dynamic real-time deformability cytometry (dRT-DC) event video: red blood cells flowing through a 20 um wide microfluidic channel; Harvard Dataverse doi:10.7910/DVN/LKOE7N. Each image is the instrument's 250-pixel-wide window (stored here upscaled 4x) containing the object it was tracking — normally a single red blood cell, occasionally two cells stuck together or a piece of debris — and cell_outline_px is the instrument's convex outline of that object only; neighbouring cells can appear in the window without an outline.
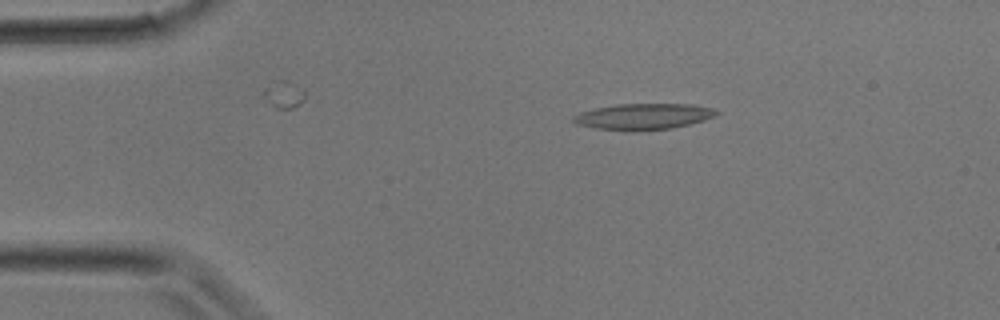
{"species": "common noctule bat (a hibernating species)", "species_latin": "Nyctalus noctula", "temperature_condition": "room temperature", "stored_images_in_passage": 27, "camera_frame_rate_fps": 3000, "um_per_image_px": 0.085, "animal": {"sex": "male", "body_mass_g": 17.9}, "frame": {"image": 1, "passage_image": 1, "time_ms": 0.0, "image_size_px": [1000, 320], "cell_outline_px": [[720, 112], [716, 116], [704, 120], [672, 128], [640, 132], [628, 132], [596, 128], [576, 124], [572, 120], [572, 116], [580, 112], [596, 108], [616, 104], [692, 104], [712, 108]], "centroid_in_image_um": [54.68, 9.92], "position_along_channel_um": 30.3, "area_um2": 22.08}}
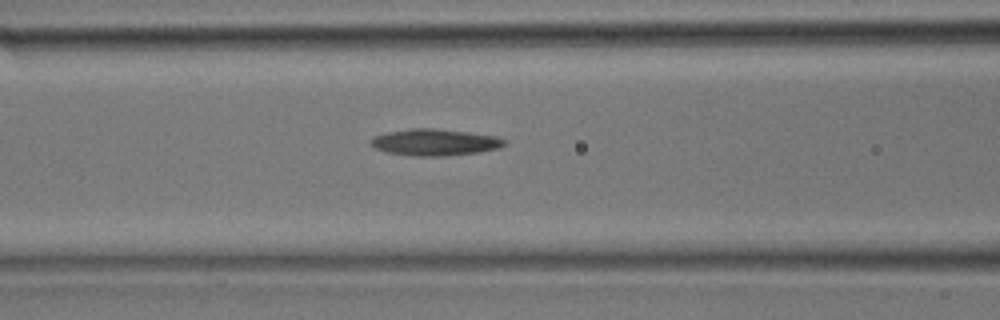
{"frame": {"image": 2, "passage_image": 8, "time_ms": 2.333, "image_size_px": [1000, 320], "cell_outline_px": [[508, 144], [500, 148], [480, 152], [448, 156], [412, 156], [384, 152], [368, 144], [368, 140], [372, 136], [388, 132], [412, 128], [432, 128], [468, 132], [496, 136], [508, 140]], "centroid_in_image_um": [36.96, 12.1], "position_along_channel_um": 129.6, "area_um2": 21.15}}
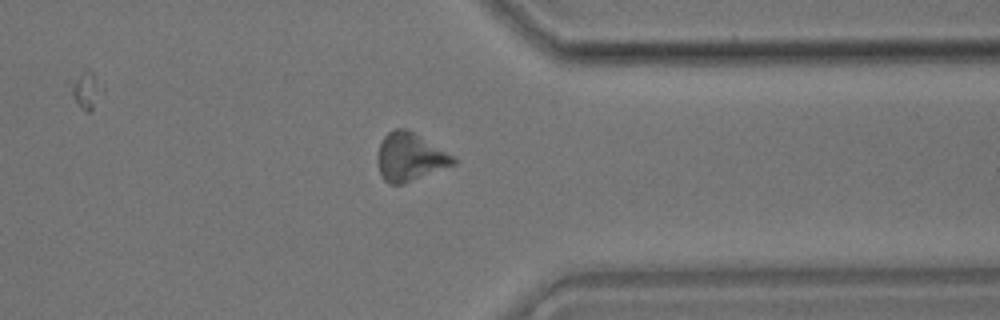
{"frame": {"image": 3, "passage_image": 20, "time_ms": 6.333, "image_size_px": [1000, 320], "cell_outline_px": [[456, 164], [404, 184], [388, 184], [384, 180], [380, 172], [376, 160], [376, 156], [380, 144], [384, 136], [388, 132], [396, 128], [408, 128], [456, 156]], "centroid_in_image_um": [34.86, 13.34], "position_along_channel_um": 376.5, "area_um2": 21.68}}